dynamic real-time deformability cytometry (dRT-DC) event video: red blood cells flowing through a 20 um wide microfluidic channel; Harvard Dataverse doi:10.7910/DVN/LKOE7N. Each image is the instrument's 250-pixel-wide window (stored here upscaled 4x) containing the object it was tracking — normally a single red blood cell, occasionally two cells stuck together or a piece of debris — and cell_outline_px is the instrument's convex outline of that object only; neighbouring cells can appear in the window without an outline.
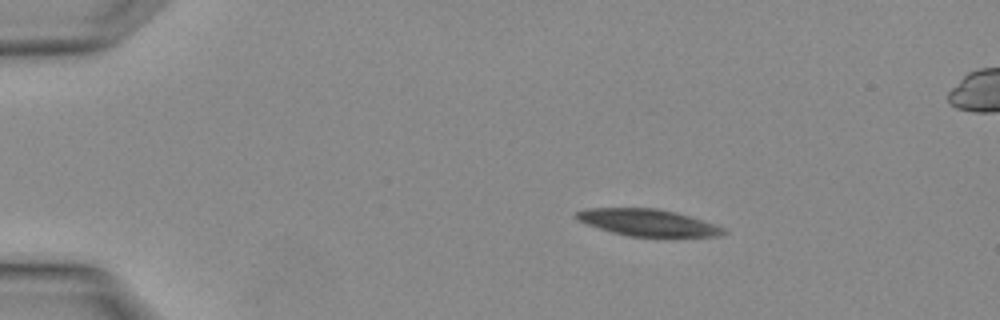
{"species": "Egyptian fruit bat (a non-hibernating species)", "species_latin": "Rousettus aegyptiacus", "temperature_condition": "warm", "stored_images_in_passage": 3, "camera_frame_rate_fps": 3000, "um_per_image_px": 0.085, "animal": {"sex": "female"}, "frame": {"image": 1, "passage_image": 1, "time_ms": 0.0, "image_size_px": [1000, 320], "cell_outline_px": [[728, 232], [724, 236], [628, 236], [612, 232], [576, 220], [572, 216], [576, 212], [584, 208], [656, 208], [676, 212], [724, 228]], "centroid_in_image_um": [55.01, 18.91], "position_along_channel_um": 30.0, "area_um2": 22.77}}